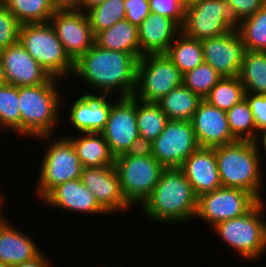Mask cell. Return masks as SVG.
<instances>
[{
    "instance_id": "obj_1",
    "label": "cell",
    "mask_w": 266,
    "mask_h": 267,
    "mask_svg": "<svg viewBox=\"0 0 266 267\" xmlns=\"http://www.w3.org/2000/svg\"><path fill=\"white\" fill-rule=\"evenodd\" d=\"M138 59L130 53L109 50L96 43L74 62L73 76L89 89L119 97L133 96L136 88Z\"/></svg>"
},
{
    "instance_id": "obj_2",
    "label": "cell",
    "mask_w": 266,
    "mask_h": 267,
    "mask_svg": "<svg viewBox=\"0 0 266 267\" xmlns=\"http://www.w3.org/2000/svg\"><path fill=\"white\" fill-rule=\"evenodd\" d=\"M198 197L180 168H165L141 210L151 221L172 224L195 219Z\"/></svg>"
},
{
    "instance_id": "obj_3",
    "label": "cell",
    "mask_w": 266,
    "mask_h": 267,
    "mask_svg": "<svg viewBox=\"0 0 266 267\" xmlns=\"http://www.w3.org/2000/svg\"><path fill=\"white\" fill-rule=\"evenodd\" d=\"M51 77L46 83L35 86H19V110L21 113V135L39 140L52 139L59 116L62 92ZM55 127V128H54ZM47 138V139H46Z\"/></svg>"
},
{
    "instance_id": "obj_4",
    "label": "cell",
    "mask_w": 266,
    "mask_h": 267,
    "mask_svg": "<svg viewBox=\"0 0 266 267\" xmlns=\"http://www.w3.org/2000/svg\"><path fill=\"white\" fill-rule=\"evenodd\" d=\"M260 142L236 140L214 147L221 185L252 193L259 201L263 179Z\"/></svg>"
},
{
    "instance_id": "obj_5",
    "label": "cell",
    "mask_w": 266,
    "mask_h": 267,
    "mask_svg": "<svg viewBox=\"0 0 266 267\" xmlns=\"http://www.w3.org/2000/svg\"><path fill=\"white\" fill-rule=\"evenodd\" d=\"M265 202L258 201L246 214L212 227L226 245L245 260L256 261L266 252V222L261 218L266 210Z\"/></svg>"
},
{
    "instance_id": "obj_6",
    "label": "cell",
    "mask_w": 266,
    "mask_h": 267,
    "mask_svg": "<svg viewBox=\"0 0 266 267\" xmlns=\"http://www.w3.org/2000/svg\"><path fill=\"white\" fill-rule=\"evenodd\" d=\"M19 43L51 77L61 80L73 74L74 61L65 52L50 22L21 24Z\"/></svg>"
},
{
    "instance_id": "obj_7",
    "label": "cell",
    "mask_w": 266,
    "mask_h": 267,
    "mask_svg": "<svg viewBox=\"0 0 266 267\" xmlns=\"http://www.w3.org/2000/svg\"><path fill=\"white\" fill-rule=\"evenodd\" d=\"M114 166L122 194L130 206H142L165 169L146 148L117 156Z\"/></svg>"
},
{
    "instance_id": "obj_8",
    "label": "cell",
    "mask_w": 266,
    "mask_h": 267,
    "mask_svg": "<svg viewBox=\"0 0 266 267\" xmlns=\"http://www.w3.org/2000/svg\"><path fill=\"white\" fill-rule=\"evenodd\" d=\"M54 141V142H53ZM41 159L37 185L42 200L53 188L66 181L81 179L83 165L72 142L66 136L52 139ZM40 196V197H39Z\"/></svg>"
},
{
    "instance_id": "obj_9",
    "label": "cell",
    "mask_w": 266,
    "mask_h": 267,
    "mask_svg": "<svg viewBox=\"0 0 266 267\" xmlns=\"http://www.w3.org/2000/svg\"><path fill=\"white\" fill-rule=\"evenodd\" d=\"M183 84V74L165 53L145 54L137 63L133 96L143 102L157 103L171 90Z\"/></svg>"
},
{
    "instance_id": "obj_10",
    "label": "cell",
    "mask_w": 266,
    "mask_h": 267,
    "mask_svg": "<svg viewBox=\"0 0 266 267\" xmlns=\"http://www.w3.org/2000/svg\"><path fill=\"white\" fill-rule=\"evenodd\" d=\"M238 24L226 0H202L185 10L181 31L202 41L237 30Z\"/></svg>"
},
{
    "instance_id": "obj_11",
    "label": "cell",
    "mask_w": 266,
    "mask_h": 267,
    "mask_svg": "<svg viewBox=\"0 0 266 267\" xmlns=\"http://www.w3.org/2000/svg\"><path fill=\"white\" fill-rule=\"evenodd\" d=\"M110 152L117 156L144 149L136 123V98L119 97L112 102L105 129L101 132Z\"/></svg>"
},
{
    "instance_id": "obj_12",
    "label": "cell",
    "mask_w": 266,
    "mask_h": 267,
    "mask_svg": "<svg viewBox=\"0 0 266 267\" xmlns=\"http://www.w3.org/2000/svg\"><path fill=\"white\" fill-rule=\"evenodd\" d=\"M258 201L249 191L221 186L198 197L195 219L214 227L219 222L246 214Z\"/></svg>"
},
{
    "instance_id": "obj_13",
    "label": "cell",
    "mask_w": 266,
    "mask_h": 267,
    "mask_svg": "<svg viewBox=\"0 0 266 267\" xmlns=\"http://www.w3.org/2000/svg\"><path fill=\"white\" fill-rule=\"evenodd\" d=\"M199 148L191 121L168 120L164 130L146 149L165 168H180Z\"/></svg>"
},
{
    "instance_id": "obj_14",
    "label": "cell",
    "mask_w": 266,
    "mask_h": 267,
    "mask_svg": "<svg viewBox=\"0 0 266 267\" xmlns=\"http://www.w3.org/2000/svg\"><path fill=\"white\" fill-rule=\"evenodd\" d=\"M49 22L74 62L95 44L86 12L55 11Z\"/></svg>"
},
{
    "instance_id": "obj_15",
    "label": "cell",
    "mask_w": 266,
    "mask_h": 267,
    "mask_svg": "<svg viewBox=\"0 0 266 267\" xmlns=\"http://www.w3.org/2000/svg\"><path fill=\"white\" fill-rule=\"evenodd\" d=\"M201 44L204 62L222 78L238 76L246 48L237 30L202 40Z\"/></svg>"
},
{
    "instance_id": "obj_16",
    "label": "cell",
    "mask_w": 266,
    "mask_h": 267,
    "mask_svg": "<svg viewBox=\"0 0 266 267\" xmlns=\"http://www.w3.org/2000/svg\"><path fill=\"white\" fill-rule=\"evenodd\" d=\"M81 181L109 215L131 208L122 194L119 176L114 165L83 168Z\"/></svg>"
},
{
    "instance_id": "obj_17",
    "label": "cell",
    "mask_w": 266,
    "mask_h": 267,
    "mask_svg": "<svg viewBox=\"0 0 266 267\" xmlns=\"http://www.w3.org/2000/svg\"><path fill=\"white\" fill-rule=\"evenodd\" d=\"M0 63L5 83L16 87L43 84L51 78L19 41L0 51Z\"/></svg>"
},
{
    "instance_id": "obj_18",
    "label": "cell",
    "mask_w": 266,
    "mask_h": 267,
    "mask_svg": "<svg viewBox=\"0 0 266 267\" xmlns=\"http://www.w3.org/2000/svg\"><path fill=\"white\" fill-rule=\"evenodd\" d=\"M199 147L213 148L237 139L232 135L225 111L202 100L190 120Z\"/></svg>"
},
{
    "instance_id": "obj_19",
    "label": "cell",
    "mask_w": 266,
    "mask_h": 267,
    "mask_svg": "<svg viewBox=\"0 0 266 267\" xmlns=\"http://www.w3.org/2000/svg\"><path fill=\"white\" fill-rule=\"evenodd\" d=\"M97 93H83L69 110L70 125L79 133H101L106 127L112 104L110 93Z\"/></svg>"
},
{
    "instance_id": "obj_20",
    "label": "cell",
    "mask_w": 266,
    "mask_h": 267,
    "mask_svg": "<svg viewBox=\"0 0 266 267\" xmlns=\"http://www.w3.org/2000/svg\"><path fill=\"white\" fill-rule=\"evenodd\" d=\"M52 208L96 215H108L99 205L94 194L88 190L81 179L66 181L53 188L42 200Z\"/></svg>"
},
{
    "instance_id": "obj_21",
    "label": "cell",
    "mask_w": 266,
    "mask_h": 267,
    "mask_svg": "<svg viewBox=\"0 0 266 267\" xmlns=\"http://www.w3.org/2000/svg\"><path fill=\"white\" fill-rule=\"evenodd\" d=\"M180 169L197 197L222 186L214 147H199L187 157Z\"/></svg>"
},
{
    "instance_id": "obj_22",
    "label": "cell",
    "mask_w": 266,
    "mask_h": 267,
    "mask_svg": "<svg viewBox=\"0 0 266 267\" xmlns=\"http://www.w3.org/2000/svg\"><path fill=\"white\" fill-rule=\"evenodd\" d=\"M180 32L181 27L173 19L150 12L138 26L141 53H165Z\"/></svg>"
},
{
    "instance_id": "obj_23",
    "label": "cell",
    "mask_w": 266,
    "mask_h": 267,
    "mask_svg": "<svg viewBox=\"0 0 266 267\" xmlns=\"http://www.w3.org/2000/svg\"><path fill=\"white\" fill-rule=\"evenodd\" d=\"M6 219L0 225V262L14 266L36 257L41 251L31 236L21 233ZM31 237V238H30Z\"/></svg>"
},
{
    "instance_id": "obj_24",
    "label": "cell",
    "mask_w": 266,
    "mask_h": 267,
    "mask_svg": "<svg viewBox=\"0 0 266 267\" xmlns=\"http://www.w3.org/2000/svg\"><path fill=\"white\" fill-rule=\"evenodd\" d=\"M79 136L75 137L69 134L66 137L72 142L83 168L114 165L115 157L110 152L102 133H80Z\"/></svg>"
},
{
    "instance_id": "obj_25",
    "label": "cell",
    "mask_w": 266,
    "mask_h": 267,
    "mask_svg": "<svg viewBox=\"0 0 266 267\" xmlns=\"http://www.w3.org/2000/svg\"><path fill=\"white\" fill-rule=\"evenodd\" d=\"M95 43L102 48L130 53L138 60L143 56L139 45L138 26L122 20L95 35Z\"/></svg>"
},
{
    "instance_id": "obj_26",
    "label": "cell",
    "mask_w": 266,
    "mask_h": 267,
    "mask_svg": "<svg viewBox=\"0 0 266 267\" xmlns=\"http://www.w3.org/2000/svg\"><path fill=\"white\" fill-rule=\"evenodd\" d=\"M202 99L183 84L163 96L157 104L168 120L190 121Z\"/></svg>"
},
{
    "instance_id": "obj_27",
    "label": "cell",
    "mask_w": 266,
    "mask_h": 267,
    "mask_svg": "<svg viewBox=\"0 0 266 267\" xmlns=\"http://www.w3.org/2000/svg\"><path fill=\"white\" fill-rule=\"evenodd\" d=\"M165 54L182 74L204 63L201 41L186 36L182 31L176 36Z\"/></svg>"
},
{
    "instance_id": "obj_28",
    "label": "cell",
    "mask_w": 266,
    "mask_h": 267,
    "mask_svg": "<svg viewBox=\"0 0 266 267\" xmlns=\"http://www.w3.org/2000/svg\"><path fill=\"white\" fill-rule=\"evenodd\" d=\"M167 122V116L157 103L143 102L136 98V123L144 148L161 134Z\"/></svg>"
},
{
    "instance_id": "obj_29",
    "label": "cell",
    "mask_w": 266,
    "mask_h": 267,
    "mask_svg": "<svg viewBox=\"0 0 266 267\" xmlns=\"http://www.w3.org/2000/svg\"><path fill=\"white\" fill-rule=\"evenodd\" d=\"M238 77L245 93L266 95V52L246 50Z\"/></svg>"
},
{
    "instance_id": "obj_30",
    "label": "cell",
    "mask_w": 266,
    "mask_h": 267,
    "mask_svg": "<svg viewBox=\"0 0 266 267\" xmlns=\"http://www.w3.org/2000/svg\"><path fill=\"white\" fill-rule=\"evenodd\" d=\"M21 23L49 22L55 10L51 0H0Z\"/></svg>"
},
{
    "instance_id": "obj_31",
    "label": "cell",
    "mask_w": 266,
    "mask_h": 267,
    "mask_svg": "<svg viewBox=\"0 0 266 267\" xmlns=\"http://www.w3.org/2000/svg\"><path fill=\"white\" fill-rule=\"evenodd\" d=\"M237 31L246 50L266 52V3L253 15L242 19Z\"/></svg>"
},
{
    "instance_id": "obj_32",
    "label": "cell",
    "mask_w": 266,
    "mask_h": 267,
    "mask_svg": "<svg viewBox=\"0 0 266 267\" xmlns=\"http://www.w3.org/2000/svg\"><path fill=\"white\" fill-rule=\"evenodd\" d=\"M245 98V89L238 76L222 78L204 99L210 105L227 112Z\"/></svg>"
},
{
    "instance_id": "obj_33",
    "label": "cell",
    "mask_w": 266,
    "mask_h": 267,
    "mask_svg": "<svg viewBox=\"0 0 266 267\" xmlns=\"http://www.w3.org/2000/svg\"><path fill=\"white\" fill-rule=\"evenodd\" d=\"M226 114L230 131L237 140L257 142L256 123L246 98L234 105Z\"/></svg>"
},
{
    "instance_id": "obj_34",
    "label": "cell",
    "mask_w": 266,
    "mask_h": 267,
    "mask_svg": "<svg viewBox=\"0 0 266 267\" xmlns=\"http://www.w3.org/2000/svg\"><path fill=\"white\" fill-rule=\"evenodd\" d=\"M124 1L125 0H105L103 3L86 11L94 35L112 27L118 21L125 19L126 12Z\"/></svg>"
},
{
    "instance_id": "obj_35",
    "label": "cell",
    "mask_w": 266,
    "mask_h": 267,
    "mask_svg": "<svg viewBox=\"0 0 266 267\" xmlns=\"http://www.w3.org/2000/svg\"><path fill=\"white\" fill-rule=\"evenodd\" d=\"M18 87L10 84L0 86V131L7 129L21 135V113Z\"/></svg>"
},
{
    "instance_id": "obj_36",
    "label": "cell",
    "mask_w": 266,
    "mask_h": 267,
    "mask_svg": "<svg viewBox=\"0 0 266 267\" xmlns=\"http://www.w3.org/2000/svg\"><path fill=\"white\" fill-rule=\"evenodd\" d=\"M221 79L218 72L204 62L183 74V85L204 100Z\"/></svg>"
},
{
    "instance_id": "obj_37",
    "label": "cell",
    "mask_w": 266,
    "mask_h": 267,
    "mask_svg": "<svg viewBox=\"0 0 266 267\" xmlns=\"http://www.w3.org/2000/svg\"><path fill=\"white\" fill-rule=\"evenodd\" d=\"M21 23L0 1V51L19 41Z\"/></svg>"
},
{
    "instance_id": "obj_38",
    "label": "cell",
    "mask_w": 266,
    "mask_h": 267,
    "mask_svg": "<svg viewBox=\"0 0 266 267\" xmlns=\"http://www.w3.org/2000/svg\"><path fill=\"white\" fill-rule=\"evenodd\" d=\"M149 6L152 13L173 19L182 27L185 10L180 0H149Z\"/></svg>"
},
{
    "instance_id": "obj_39",
    "label": "cell",
    "mask_w": 266,
    "mask_h": 267,
    "mask_svg": "<svg viewBox=\"0 0 266 267\" xmlns=\"http://www.w3.org/2000/svg\"><path fill=\"white\" fill-rule=\"evenodd\" d=\"M245 98L256 123L257 142H261L260 140L266 134V95L245 93Z\"/></svg>"
},
{
    "instance_id": "obj_40",
    "label": "cell",
    "mask_w": 266,
    "mask_h": 267,
    "mask_svg": "<svg viewBox=\"0 0 266 267\" xmlns=\"http://www.w3.org/2000/svg\"><path fill=\"white\" fill-rule=\"evenodd\" d=\"M124 8L126 12L125 19L136 26H139L151 12L149 0H125Z\"/></svg>"
},
{
    "instance_id": "obj_41",
    "label": "cell",
    "mask_w": 266,
    "mask_h": 267,
    "mask_svg": "<svg viewBox=\"0 0 266 267\" xmlns=\"http://www.w3.org/2000/svg\"><path fill=\"white\" fill-rule=\"evenodd\" d=\"M226 2L235 19L240 22L258 11L266 3V0H226Z\"/></svg>"
},
{
    "instance_id": "obj_42",
    "label": "cell",
    "mask_w": 266,
    "mask_h": 267,
    "mask_svg": "<svg viewBox=\"0 0 266 267\" xmlns=\"http://www.w3.org/2000/svg\"><path fill=\"white\" fill-rule=\"evenodd\" d=\"M55 11H81V0H51Z\"/></svg>"
},
{
    "instance_id": "obj_43",
    "label": "cell",
    "mask_w": 266,
    "mask_h": 267,
    "mask_svg": "<svg viewBox=\"0 0 266 267\" xmlns=\"http://www.w3.org/2000/svg\"><path fill=\"white\" fill-rule=\"evenodd\" d=\"M50 260L47 259L42 251L33 259L14 265L12 267H52Z\"/></svg>"
},
{
    "instance_id": "obj_44",
    "label": "cell",
    "mask_w": 266,
    "mask_h": 267,
    "mask_svg": "<svg viewBox=\"0 0 266 267\" xmlns=\"http://www.w3.org/2000/svg\"><path fill=\"white\" fill-rule=\"evenodd\" d=\"M105 0H81V11L86 12L90 8L103 3Z\"/></svg>"
},
{
    "instance_id": "obj_45",
    "label": "cell",
    "mask_w": 266,
    "mask_h": 267,
    "mask_svg": "<svg viewBox=\"0 0 266 267\" xmlns=\"http://www.w3.org/2000/svg\"><path fill=\"white\" fill-rule=\"evenodd\" d=\"M184 10L193 7L200 3L202 0H180Z\"/></svg>"
},
{
    "instance_id": "obj_46",
    "label": "cell",
    "mask_w": 266,
    "mask_h": 267,
    "mask_svg": "<svg viewBox=\"0 0 266 267\" xmlns=\"http://www.w3.org/2000/svg\"><path fill=\"white\" fill-rule=\"evenodd\" d=\"M4 195L2 194H0V225L6 220V218H5V216H4V212H3V204H4V198H5V196L3 197Z\"/></svg>"
},
{
    "instance_id": "obj_47",
    "label": "cell",
    "mask_w": 266,
    "mask_h": 267,
    "mask_svg": "<svg viewBox=\"0 0 266 267\" xmlns=\"http://www.w3.org/2000/svg\"><path fill=\"white\" fill-rule=\"evenodd\" d=\"M5 84V80H4V75H3V71H2V66L0 63V86Z\"/></svg>"
},
{
    "instance_id": "obj_48",
    "label": "cell",
    "mask_w": 266,
    "mask_h": 267,
    "mask_svg": "<svg viewBox=\"0 0 266 267\" xmlns=\"http://www.w3.org/2000/svg\"><path fill=\"white\" fill-rule=\"evenodd\" d=\"M262 142L261 143V147H263V149L266 151V134L262 137Z\"/></svg>"
},
{
    "instance_id": "obj_49",
    "label": "cell",
    "mask_w": 266,
    "mask_h": 267,
    "mask_svg": "<svg viewBox=\"0 0 266 267\" xmlns=\"http://www.w3.org/2000/svg\"><path fill=\"white\" fill-rule=\"evenodd\" d=\"M0 267H11V266H9L8 264H4V263L0 262Z\"/></svg>"
}]
</instances>
